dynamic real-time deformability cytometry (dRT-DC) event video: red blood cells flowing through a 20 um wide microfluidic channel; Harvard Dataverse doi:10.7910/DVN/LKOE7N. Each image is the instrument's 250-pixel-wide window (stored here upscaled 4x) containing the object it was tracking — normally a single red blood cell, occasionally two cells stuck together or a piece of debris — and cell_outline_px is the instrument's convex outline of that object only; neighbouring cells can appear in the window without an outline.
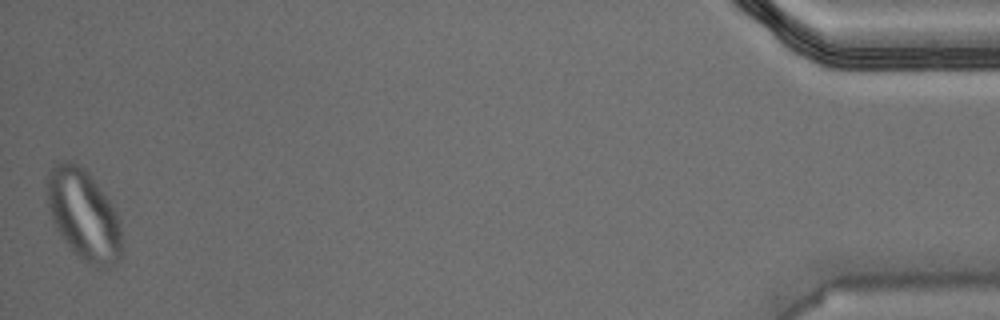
{"species": "Egyptian fruit bat (a non-hibernating species)", "species_latin": "Rousettus aegyptiacus", "temperature_condition": "warm", "stored_images_in_passage": 45, "camera_frame_rate_fps": 3000, "um_per_image_px": 0.085, "animal": {"sex": "male"}, "frame": {"image": 1, "passage_image": 45, "time_ms": 14.667, "image_size_px": [1000, 320], "cell_outline_px": [[124, 248], [120, 260], [108, 268], [96, 268], [84, 260], [64, 240], [56, 228], [52, 220], [48, 204], [44, 180], [52, 164], [64, 160], [72, 160], [80, 164], [88, 172], [108, 196], [120, 220], [124, 244]], "centroid_in_image_um": [7.14, 18.22], "position_along_channel_um": 428.1, "area_um2": 40.52}}